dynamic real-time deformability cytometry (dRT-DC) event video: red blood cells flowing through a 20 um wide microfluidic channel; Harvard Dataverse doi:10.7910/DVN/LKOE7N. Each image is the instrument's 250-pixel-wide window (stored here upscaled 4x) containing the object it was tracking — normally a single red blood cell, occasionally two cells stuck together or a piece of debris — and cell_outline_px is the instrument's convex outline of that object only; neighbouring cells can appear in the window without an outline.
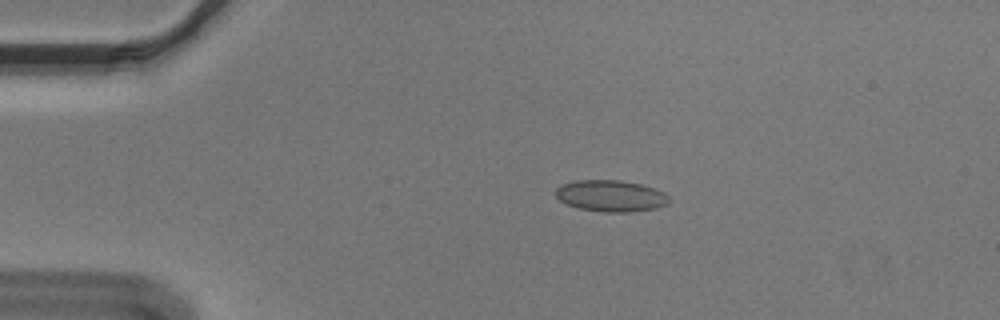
{"species": "Egyptian fruit bat (a non-hibernating species)", "species_latin": "Rousettus aegyptiacus", "temperature_condition": "cold", "stored_images_in_passage": 54, "camera_frame_rate_fps": 3000, "um_per_image_px": 0.085, "animal": {"sex": "male"}, "frame": {"image": 1, "passage_image": 10, "time_ms": 3.0, "image_size_px": [1000, 320], "cell_outline_px": [[668, 204], [656, 208], [628, 212], [604, 212], [580, 208], [568, 204], [560, 200], [556, 196], [556, 188], [564, 184], [576, 180], [620, 180], [640, 184], [656, 188], [664, 192], [668, 196]], "centroid_in_image_um": [51.95, 16.64], "position_along_channel_um": 33.1, "area_um2": 20.63}}
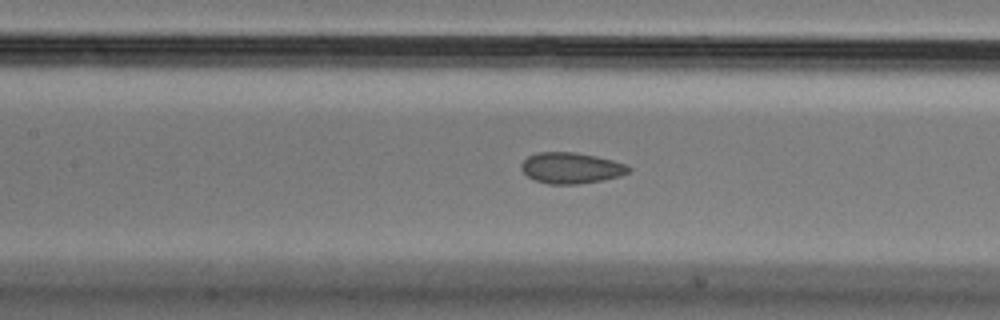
{"frame": {"image": 2, "passage_image": 24, "time_ms": 7.667, "image_size_px": [1000, 320], "cell_outline_px": [[632, 168], [628, 172], [620, 176], [604, 180], [576, 184], [548, 184], [536, 180], [528, 176], [520, 168], [520, 164], [528, 156], [536, 152], [576, 152], [596, 156], [628, 164]], "centroid_in_image_um": [48.56, 14.27], "position_along_channel_um": 158.8, "area_um2": 19.48}}
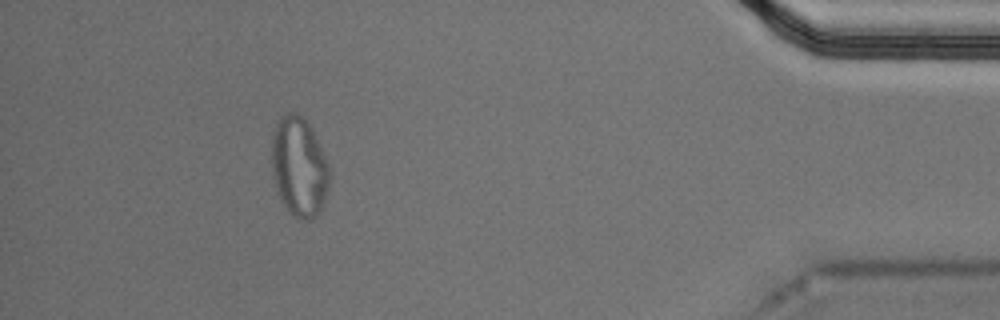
{"frame": {"image": 3, "passage_image": 49, "time_ms": 16.0, "image_size_px": [1000, 320], "cell_outline_px": [[328, 188], [324, 200], [316, 216], [308, 220], [300, 220], [280, 200], [276, 192], [272, 176], [272, 136], [276, 124], [280, 116], [284, 112], [296, 112], [312, 128], [328, 164]], "centroid_in_image_um": [25.39, 14.16], "position_along_channel_um": 409.8, "area_um2": 33.29}, "authors_computed_cell_mechanics": {"area_um2": 20.5768, "velocity_mm_per_s": 3.639, "shape_relaxation_time_tau1_ms": null, "shape_relaxation_time_tau2_ms": 1.1834, "deformation_change_tau1": null, "deformation_change_tau2": 0.0714}}